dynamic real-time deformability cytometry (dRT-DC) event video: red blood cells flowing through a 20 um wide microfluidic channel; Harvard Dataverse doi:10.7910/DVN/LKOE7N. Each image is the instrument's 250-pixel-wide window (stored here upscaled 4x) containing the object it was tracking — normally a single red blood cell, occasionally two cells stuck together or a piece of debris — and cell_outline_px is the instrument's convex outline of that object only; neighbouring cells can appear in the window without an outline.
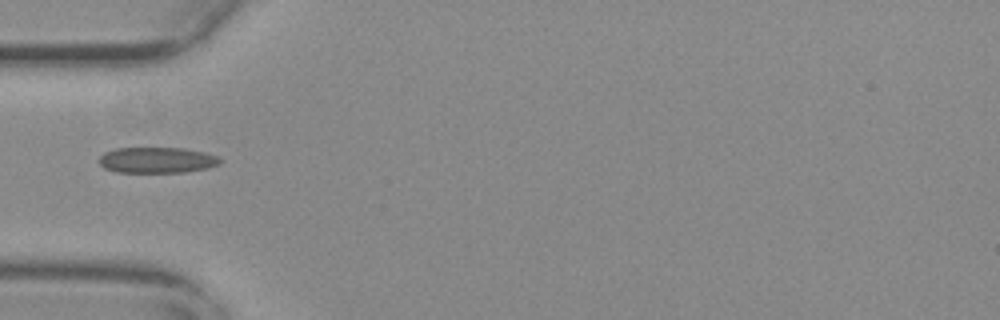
{"species": "common noctule bat (a hibernating species)", "species_latin": "Nyctalus noctula", "temperature_condition": "warm", "stored_images_in_passage": 38, "camera_frame_rate_fps": 3000, "um_per_image_px": 0.085, "animal": {"sex": "female", "body_mass_g": 29.2, "forearm_length_mm": 56.3}, "frame": {"image": 1, "passage_image": 1, "time_ms": 0.0, "image_size_px": [1000, 320], "cell_outline_px": [[224, 160], [220, 164], [208, 168], [184, 172], [116, 172], [104, 168], [100, 164], [100, 156], [104, 152], [116, 148], [184, 148], [204, 152], [216, 156]], "centroid_in_image_um": [13.36, 13.61], "position_along_channel_um": 71.6, "area_um2": 18.26}}
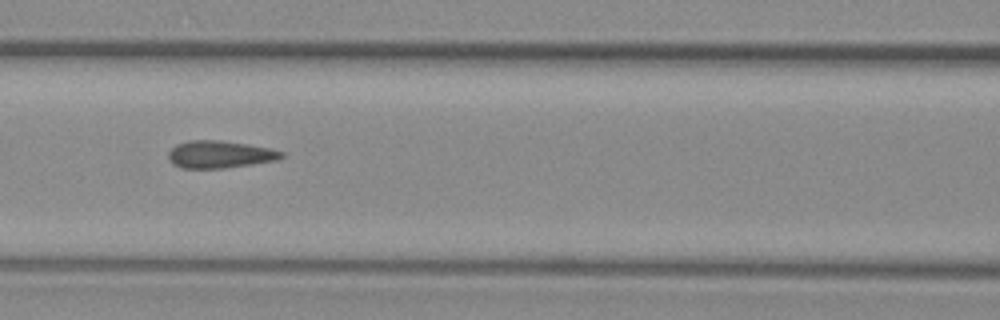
{"frame": {"image": 2, "passage_image": 7, "time_ms": 2.0, "image_size_px": [1000, 320], "cell_outline_px": [[284, 156], [276, 160], [252, 164], [224, 168], [180, 168], [172, 164], [168, 160], [168, 152], [176, 144], [188, 140], [220, 140], [248, 144], [268, 148], [284, 152]], "centroid_in_image_um": [18.64, 13.12], "position_along_channel_um": 148.0, "area_um2": 18.09}}
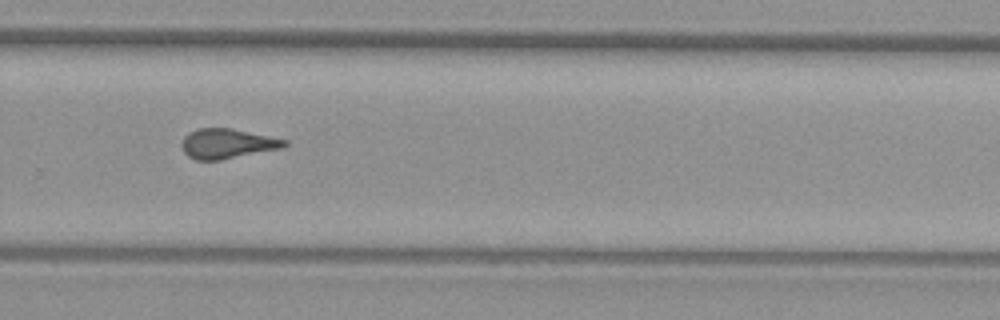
{"frame": {"image": 3, "passage_image": 20, "time_ms": 6.333, "image_size_px": [1000, 320], "cell_outline_px": [[288, 144], [284, 148], [220, 160], [196, 160], [188, 156], [184, 152], [180, 144], [184, 136], [188, 132], [196, 128], [232, 128], [288, 140]], "centroid_in_image_um": [19.31, 12.2], "position_along_channel_um": 310.5, "area_um2": 18.09}, "authors_computed_cell_mechanics": {"area_um2": 17.1377, "velocity_mm_per_s": 3.7567, "shape_relaxation_time_tau1_ms": null, "shape_relaxation_time_tau2_ms": 0.8515, "deformation_change_tau1": null, "deformation_change_tau2": 0.0683}}